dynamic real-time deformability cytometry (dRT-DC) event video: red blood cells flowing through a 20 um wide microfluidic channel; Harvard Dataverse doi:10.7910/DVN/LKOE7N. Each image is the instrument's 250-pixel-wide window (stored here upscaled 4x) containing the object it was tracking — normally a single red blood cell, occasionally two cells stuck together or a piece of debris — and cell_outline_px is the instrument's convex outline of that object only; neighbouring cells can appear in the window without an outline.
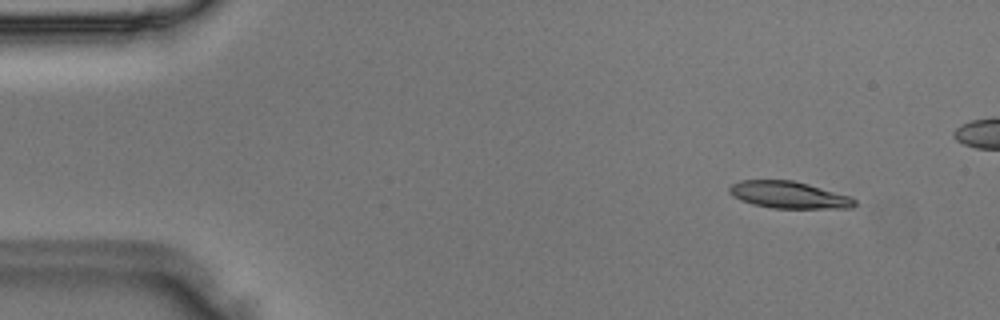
{"species": "Egyptian fruit bat (a non-hibernating species)", "species_latin": "Rousettus aegyptiacus", "temperature_condition": "room temperature", "stored_images_in_passage": 48, "camera_frame_rate_fps": 3000, "um_per_image_px": 0.085, "animal": {"sex": "male"}, "frame": {"image": 1, "passage_image": 4, "time_ms": 1.0, "image_size_px": [1000, 320], "cell_outline_px": [[856, 204], [852, 208], [772, 208], [752, 204], [740, 200], [732, 196], [728, 192], [728, 188], [732, 184], [740, 180], [792, 180], [808, 184], [852, 196], [856, 200]], "centroid_in_image_um": [67.04, 16.57], "position_along_channel_um": 18.0, "area_um2": 19.83}}
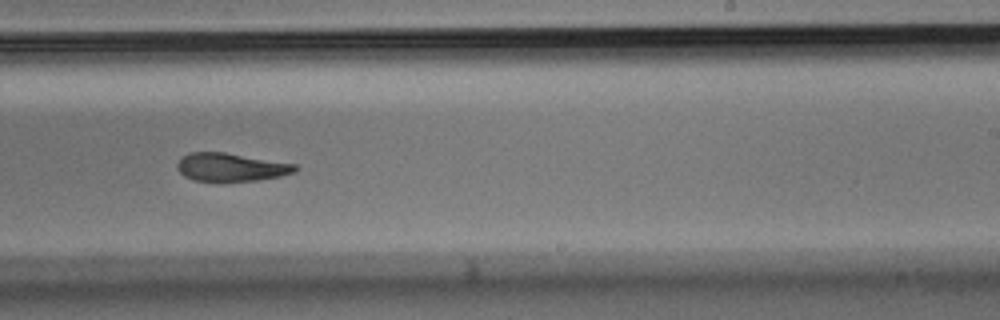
{"frame": {"image": 2, "passage_image": 29, "time_ms": 9.333, "image_size_px": [1000, 320], "cell_outline_px": [[300, 168], [296, 172], [280, 176], [256, 180], [220, 184], [192, 180], [184, 176], [176, 168], [176, 164], [180, 156], [188, 152], [224, 152], [296, 164]], "centroid_in_image_um": [19.58, 14.24], "position_along_channel_um": 269.4, "area_um2": 20.23}}
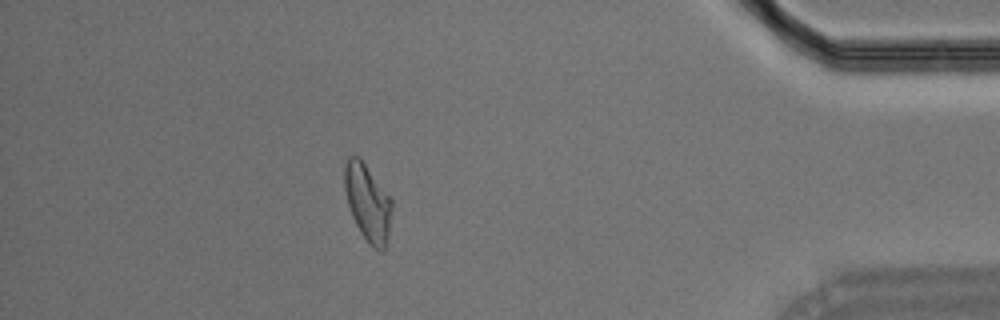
{"frame": {"image": 3, "passage_image": 42, "time_ms": 13.667, "image_size_px": [1000, 320], "cell_outline_px": [[392, 208], [388, 232], [384, 252], [380, 252], [372, 248], [360, 232], [352, 216], [348, 204], [344, 188], [344, 164], [348, 156], [356, 156], [364, 164], [392, 200]], "centroid_in_image_um": [31.24, 17.26], "position_along_channel_um": 404.0, "area_um2": 20.87}}